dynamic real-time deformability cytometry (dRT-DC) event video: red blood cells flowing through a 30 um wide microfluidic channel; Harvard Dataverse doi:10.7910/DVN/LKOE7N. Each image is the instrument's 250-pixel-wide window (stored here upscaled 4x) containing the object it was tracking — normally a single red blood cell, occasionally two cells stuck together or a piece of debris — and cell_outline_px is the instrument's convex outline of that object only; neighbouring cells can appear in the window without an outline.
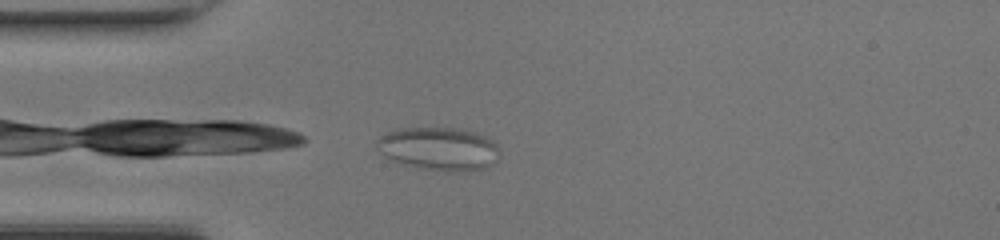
{"species": "common noctule bat (a hibernating species)", "species_latin": "Nyctalus noctula", "temperature_condition": "room temperature", "stored_images_in_passage": 38, "camera_frame_rate_fps": 3000, "um_per_image_px": 0.085, "animal": {"sex": "female", "body_mass_g": 17.0, "forearm_length_mm": 48.0}, "frame": {"image": 1, "passage_image": 1, "time_ms": 0.0, "image_size_px": [1000, 240], "cell_outline_px": [[500, 156], [492, 164], [484, 168], [456, 172], [444, 172], [420, 168], [400, 164], [388, 160], [376, 148], [376, 140], [380, 136], [388, 132], [400, 128], [464, 128], [476, 132], [492, 140], [496, 144], [500, 152]], "centroid_in_image_um": [37.28, 12.65], "position_along_channel_um": 47.7, "area_um2": 31.44}}
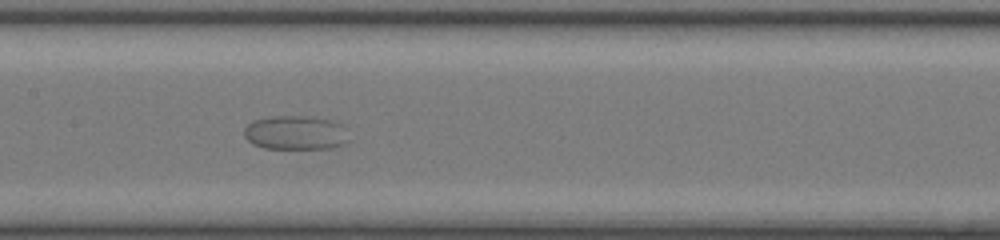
{"frame": {"image": 2, "passage_image": 12, "time_ms": 3.667, "image_size_px": [1000, 240], "cell_outline_px": [[352, 140], [344, 144], [332, 148], [264, 148], [252, 144], [244, 136], [244, 128], [248, 124], [256, 120], [276, 116], [304, 116], [328, 120], [340, 124], [348, 128]], "centroid_in_image_um": [25.19, 11.3], "position_along_channel_um": 182.2, "area_um2": 20.92}}
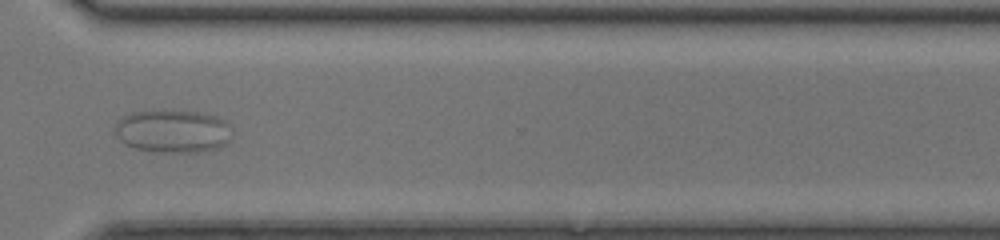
{"frame": {"image": 3, "passage_image": 25, "time_ms": 8.0, "image_size_px": [1000, 240], "cell_outline_px": [[232, 140], [228, 144], [220, 148], [196, 152], [160, 152], [136, 148], [124, 144], [116, 136], [112, 128], [116, 120], [124, 116], [136, 112], [196, 112], [212, 116], [224, 120], [232, 128]], "centroid_in_image_um": [14.7, 11.19], "position_along_channel_um": 355.9, "area_um2": 29.25}}